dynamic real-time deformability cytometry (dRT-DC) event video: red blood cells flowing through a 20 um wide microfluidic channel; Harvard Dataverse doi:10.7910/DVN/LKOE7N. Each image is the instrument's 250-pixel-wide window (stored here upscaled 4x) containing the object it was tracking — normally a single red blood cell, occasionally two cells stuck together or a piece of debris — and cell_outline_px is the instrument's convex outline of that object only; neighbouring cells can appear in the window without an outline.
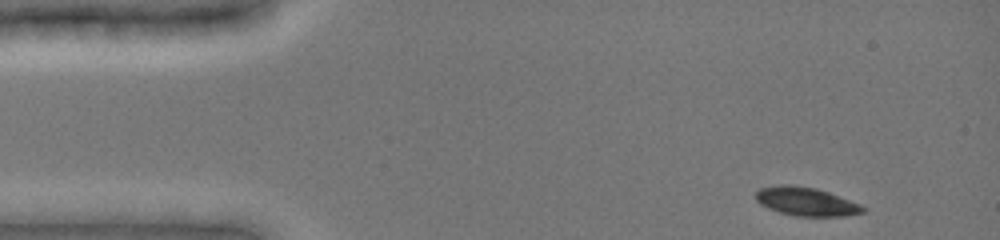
{"species": "common noctule bat (a hibernating species)", "species_latin": "Nyctalus noctula", "temperature_condition": "cold", "stored_images_in_passage": 41, "camera_frame_rate_fps": 3000, "um_per_image_px": 0.085, "animal": {"sex": "female", "body_mass_g": 19.0, "forearm_length_mm": 51.5}, "frame": {"image": 1, "passage_image": 1, "time_ms": 0.0, "image_size_px": [1000, 240], "cell_outline_px": [[868, 208], [864, 212], [844, 216], [796, 216], [780, 212], [768, 208], [760, 204], [756, 200], [756, 192], [760, 188], [780, 184], [792, 184], [816, 188], [828, 192], [860, 204]], "centroid_in_image_um": [68.52, 17.12], "position_along_channel_um": 16.5, "area_um2": 17.86}}
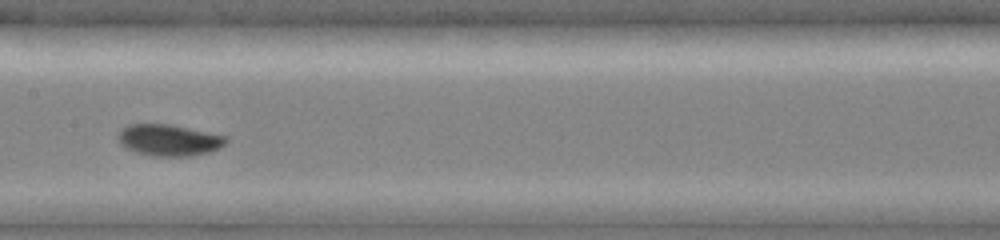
{"frame": {"image": 2, "passage_image": 21, "time_ms": 6.667, "image_size_px": [1000, 240], "cell_outline_px": [[228, 140], [220, 148], [208, 152], [192, 156], [152, 156], [136, 152], [120, 144], [116, 136], [128, 124], [172, 124], [228, 136]], "centroid_in_image_um": [14.38, 11.9], "position_along_channel_um": 193.0, "area_um2": 19.88}}
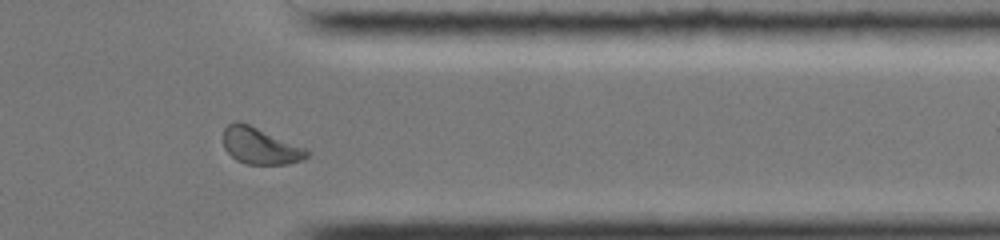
{"frame": {"image": 3, "passage_image": 36, "time_ms": 11.667, "image_size_px": [1000, 240], "cell_outline_px": [[308, 156], [300, 160], [288, 164], [244, 164], [236, 160], [224, 148], [224, 128], [228, 124], [236, 120], [248, 124], [308, 148]], "centroid_in_image_um": [22.12, 12.4], "position_along_channel_um": 389.3, "area_um2": 17.8}, "authors_computed_cell_mechanics": {"area_um2": 18.3226, "velocity_mm_per_s": 3.9143, "shape_relaxation_time_tau1_ms": 1.8707, "shape_relaxation_time_tau2_ms": null, "deformation_change_tau1": 0.0812, "deformation_change_tau2": null}}